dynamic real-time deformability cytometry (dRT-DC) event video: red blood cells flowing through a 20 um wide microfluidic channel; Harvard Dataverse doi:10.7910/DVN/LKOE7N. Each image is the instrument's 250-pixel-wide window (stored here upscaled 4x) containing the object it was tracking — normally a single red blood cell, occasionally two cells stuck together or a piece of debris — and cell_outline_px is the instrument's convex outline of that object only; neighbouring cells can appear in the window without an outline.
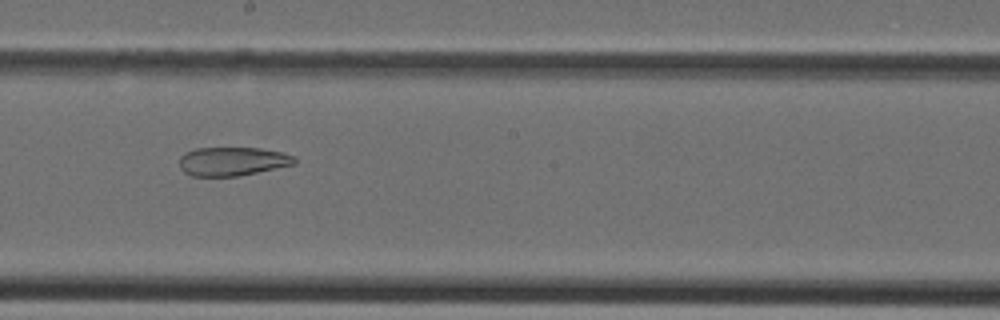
{"species": "Egyptian fruit bat (a non-hibernating species)", "species_latin": "Rousettus aegyptiacus", "temperature_condition": "cold", "stored_images_in_passage": 30, "camera_frame_rate_fps": 3000, "um_per_image_px": 0.085, "animal": {"sex": "female"}, "frame": {"image": 1, "passage_image": 21, "time_ms": 6.667, "image_size_px": [1000, 320], "cell_outline_px": [[296, 164], [236, 176], [192, 176], [184, 172], [180, 168], [180, 156], [184, 152], [196, 148], [260, 148], [280, 152], [296, 156]], "centroid_in_image_um": [19.74, 13.71], "position_along_channel_um": 228.5, "area_um2": 19.25}}
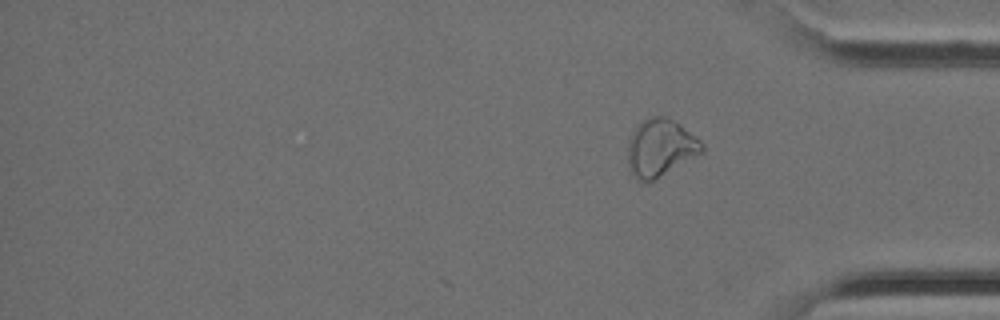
{"frame": {"image": 2, "passage_image": 30, "time_ms": 9.667, "image_size_px": [1000, 320], "cell_outline_px": [[704, 152], [652, 180], [640, 180], [632, 176], [628, 164], [628, 140], [632, 132], [644, 120], [652, 116], [664, 116], [680, 124], [700, 140], [704, 144]], "centroid_in_image_um": [56.13, 12.55], "position_along_channel_um": 379.1, "area_um2": 24.39}}